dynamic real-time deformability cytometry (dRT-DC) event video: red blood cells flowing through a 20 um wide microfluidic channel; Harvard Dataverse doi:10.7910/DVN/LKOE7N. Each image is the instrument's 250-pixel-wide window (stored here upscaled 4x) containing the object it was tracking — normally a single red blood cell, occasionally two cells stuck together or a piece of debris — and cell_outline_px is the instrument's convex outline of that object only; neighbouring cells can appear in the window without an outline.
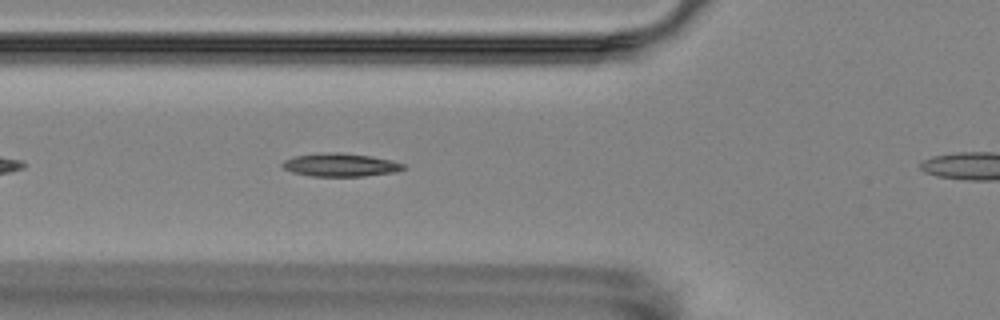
{"species": "Egyptian fruit bat (a non-hibernating species)", "species_latin": "Rousettus aegyptiacus", "temperature_condition": "room temperature", "stored_images_in_passage": 3, "segment_of_instrument_passage": [1, 2], "camera_frame_rate_fps": 3000, "um_per_image_px": 0.085, "animal": {"sex": "female"}, "frame": {"image": 1, "passage_image": 2, "time_ms": 1.0, "image_size_px": [1000, 320], "cell_outline_px": [[404, 168], [396, 172], [364, 176], [312, 176], [292, 172], [284, 168], [280, 164], [284, 160], [296, 156], [328, 152], [340, 152], [372, 156], [392, 160], [404, 164]], "centroid_in_image_um": [28.95, 14.01], "position_along_channel_um": 96.9, "area_um2": 16.3}}